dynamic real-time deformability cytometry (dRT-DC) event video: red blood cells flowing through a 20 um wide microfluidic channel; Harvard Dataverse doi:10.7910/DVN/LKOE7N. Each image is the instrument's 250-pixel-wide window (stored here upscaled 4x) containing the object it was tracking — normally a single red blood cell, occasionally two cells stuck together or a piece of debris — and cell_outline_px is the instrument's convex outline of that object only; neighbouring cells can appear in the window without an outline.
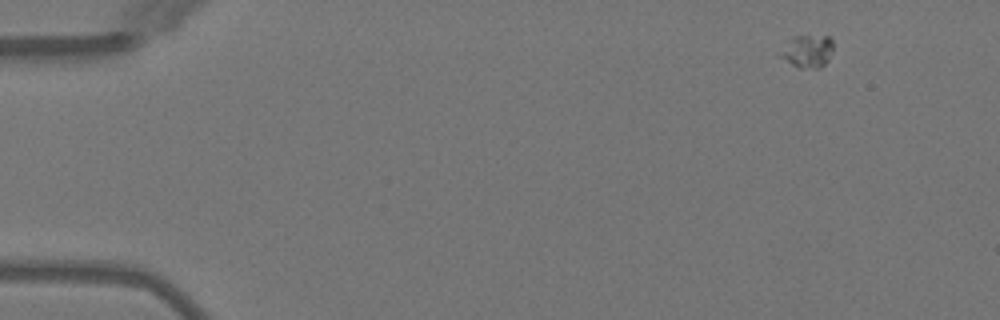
{"species": "Egyptian fruit bat (a non-hibernating species)", "species_latin": "Rousettus aegyptiacus", "temperature_condition": "warm", "stored_images_in_passage": 5, "camera_frame_rate_fps": 3000, "um_per_image_px": 0.085, "animal": {"sex": "female"}, "frame": {"image": 1, "passage_image": 1, "time_ms": 0.0, "image_size_px": [1000, 320], "cell_outline_px": [[832, 52], [828, 60], [820, 68], [800, 68], [792, 64], [780, 56], [776, 52], [792, 36], [832, 36]], "centroid_in_image_um": [68.6, 4.34], "position_along_channel_um": 16.4, "area_um2": 10.23}}
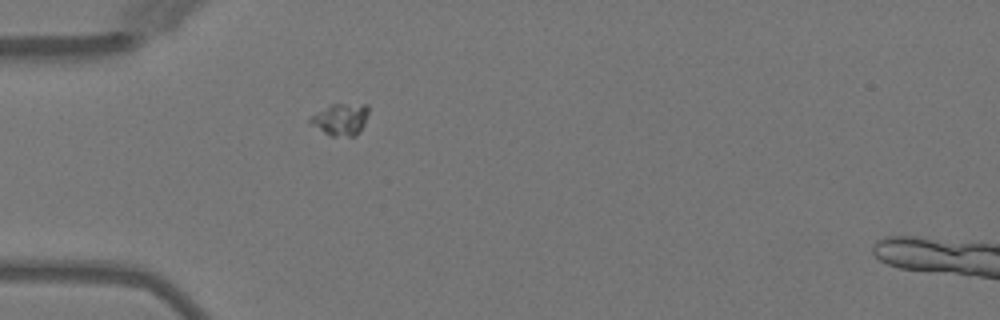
{"frame": {"image": 2, "passage_image": 4, "time_ms": 3.667, "image_size_px": [1000, 320], "cell_outline_px": [[368, 112], [364, 124], [360, 132], [356, 136], [332, 136], [308, 124], [308, 120], [316, 112], [332, 104], [368, 104]], "centroid_in_image_um": [28.94, 10.15], "position_along_channel_um": 56.1, "area_um2": 10.87}}